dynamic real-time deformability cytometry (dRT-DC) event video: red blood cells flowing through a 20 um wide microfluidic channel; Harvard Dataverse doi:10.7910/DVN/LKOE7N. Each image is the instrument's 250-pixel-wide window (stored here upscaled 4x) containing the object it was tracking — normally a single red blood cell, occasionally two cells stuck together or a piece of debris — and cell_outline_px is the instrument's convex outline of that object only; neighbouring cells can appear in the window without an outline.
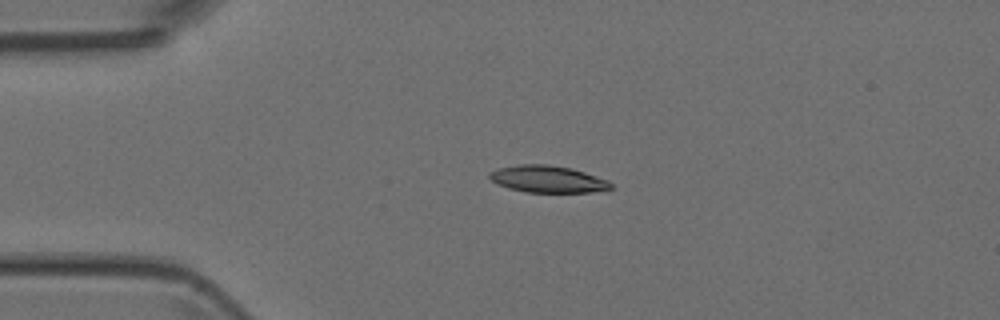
{"species": "Egyptian fruit bat (a non-hibernating species)", "species_latin": "Rousettus aegyptiacus", "temperature_condition": "room temperature", "stored_images_in_passage": 4, "camera_frame_rate_fps": 3000, "um_per_image_px": 0.085, "animal": {"sex": "female"}, "frame": {"image": 1, "passage_image": 4, "time_ms": 3.333, "image_size_px": [1000, 320], "cell_outline_px": [[612, 188], [592, 192], [524, 192], [508, 188], [496, 184], [488, 176], [488, 172], [496, 168], [520, 164], [548, 164], [572, 168], [608, 180], [612, 184]], "centroid_in_image_um": [46.51, 15.22], "position_along_channel_um": 38.5, "area_um2": 19.19}}